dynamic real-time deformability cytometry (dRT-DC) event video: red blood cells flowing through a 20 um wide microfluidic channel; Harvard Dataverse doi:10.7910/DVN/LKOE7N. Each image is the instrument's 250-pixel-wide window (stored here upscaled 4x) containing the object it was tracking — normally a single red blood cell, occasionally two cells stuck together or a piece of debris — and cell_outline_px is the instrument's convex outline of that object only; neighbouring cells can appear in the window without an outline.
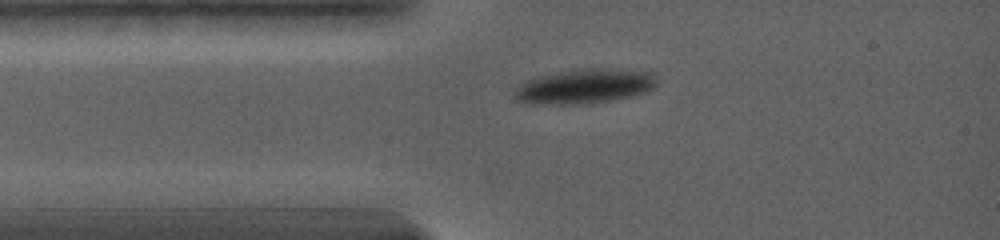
{"species": "common noctule bat (a hibernating species)", "species_latin": "Nyctalus noctula", "temperature_condition": "warm", "stored_images_in_passage": 4, "camera_frame_rate_fps": 5000, "um_per_image_px": 0.085, "animal": {"sex": "female", "body_mass_g": 19.0, "forearm_length_mm": 56.7}, "frame": {"image": 1, "passage_image": 1, "time_ms": 0.0, "image_size_px": [1000, 240], "cell_outline_px": [[656, 88], [648, 92], [632, 96], [612, 100], [588, 104], [524, 104], [516, 100], [512, 96], [512, 92], [520, 84], [528, 80], [560, 72], [588, 68], [596, 68], [652, 72], [656, 80]], "centroid_in_image_um": [49.68, 7.37], "position_along_channel_um": 35.3, "area_um2": 28.73}}
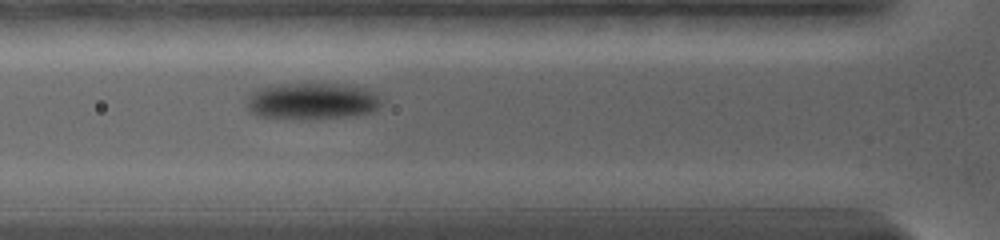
{"frame": {"image": 2, "passage_image": 3, "time_ms": 2.0, "image_size_px": [1000, 240], "cell_outline_px": [[380, 104], [372, 112], [352, 116], [312, 120], [308, 120], [260, 116], [248, 112], [244, 104], [248, 96], [256, 88], [276, 84], [344, 84], [364, 88], [372, 92], [380, 100]], "centroid_in_image_um": [26.43, 8.61], "position_along_channel_um": 99.4, "area_um2": 29.13}}
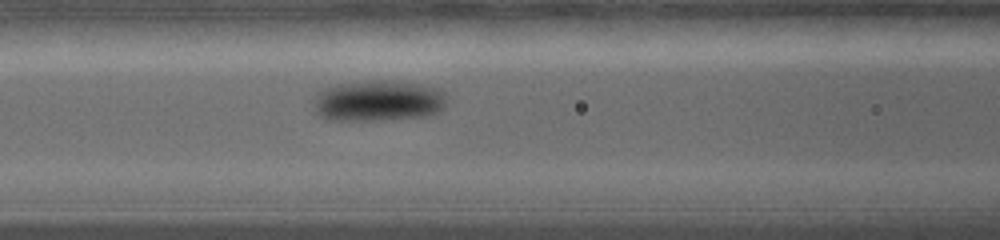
{"frame": {"image": 3, "passage_image": 4, "time_ms": 3.0, "image_size_px": [1000, 240], "cell_outline_px": [[444, 108], [428, 116], [376, 120], [328, 120], [320, 116], [316, 112], [316, 92], [324, 88], [336, 84], [368, 80], [388, 80], [424, 84], [440, 88], [444, 92]], "centroid_in_image_um": [32.16, 8.55], "position_along_channel_um": 134.4, "area_um2": 31.96}}